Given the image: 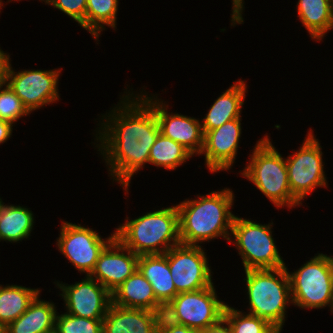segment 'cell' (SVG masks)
Returning a JSON list of instances; mask_svg holds the SVG:
<instances>
[{"label": "cell", "mask_w": 333, "mask_h": 333, "mask_svg": "<svg viewBox=\"0 0 333 333\" xmlns=\"http://www.w3.org/2000/svg\"><path fill=\"white\" fill-rule=\"evenodd\" d=\"M125 90L120 102L99 120L93 144L107 164L110 180L128 195L132 177L149 163L160 128L153 107L139 92Z\"/></svg>", "instance_id": "obj_1"}, {"label": "cell", "mask_w": 333, "mask_h": 333, "mask_svg": "<svg viewBox=\"0 0 333 333\" xmlns=\"http://www.w3.org/2000/svg\"><path fill=\"white\" fill-rule=\"evenodd\" d=\"M234 195L232 189L226 187L176 204L181 244L200 246L219 237L229 242L236 216L231 211Z\"/></svg>", "instance_id": "obj_2"}, {"label": "cell", "mask_w": 333, "mask_h": 333, "mask_svg": "<svg viewBox=\"0 0 333 333\" xmlns=\"http://www.w3.org/2000/svg\"><path fill=\"white\" fill-rule=\"evenodd\" d=\"M129 218L116 228L115 237L136 255L165 254L181 244L176 205Z\"/></svg>", "instance_id": "obj_3"}, {"label": "cell", "mask_w": 333, "mask_h": 333, "mask_svg": "<svg viewBox=\"0 0 333 333\" xmlns=\"http://www.w3.org/2000/svg\"><path fill=\"white\" fill-rule=\"evenodd\" d=\"M268 135L257 141L249 163L240 173L271 201L275 207L292 209L302 206L293 196L288 181L286 160Z\"/></svg>", "instance_id": "obj_4"}, {"label": "cell", "mask_w": 333, "mask_h": 333, "mask_svg": "<svg viewBox=\"0 0 333 333\" xmlns=\"http://www.w3.org/2000/svg\"><path fill=\"white\" fill-rule=\"evenodd\" d=\"M243 280L249 300L247 313L284 327L286 309L293 305L286 267L245 270Z\"/></svg>", "instance_id": "obj_5"}, {"label": "cell", "mask_w": 333, "mask_h": 333, "mask_svg": "<svg viewBox=\"0 0 333 333\" xmlns=\"http://www.w3.org/2000/svg\"><path fill=\"white\" fill-rule=\"evenodd\" d=\"M273 222L260 224L235 216L229 242L234 243L245 270L285 267L272 235Z\"/></svg>", "instance_id": "obj_6"}, {"label": "cell", "mask_w": 333, "mask_h": 333, "mask_svg": "<svg viewBox=\"0 0 333 333\" xmlns=\"http://www.w3.org/2000/svg\"><path fill=\"white\" fill-rule=\"evenodd\" d=\"M285 267L294 306L302 310L328 306L333 314V277L329 255L318 253L294 272Z\"/></svg>", "instance_id": "obj_7"}, {"label": "cell", "mask_w": 333, "mask_h": 333, "mask_svg": "<svg viewBox=\"0 0 333 333\" xmlns=\"http://www.w3.org/2000/svg\"><path fill=\"white\" fill-rule=\"evenodd\" d=\"M313 133V130L309 129L300 148L285 157L290 190L301 205L302 200L316 188H328L322 146Z\"/></svg>", "instance_id": "obj_8"}, {"label": "cell", "mask_w": 333, "mask_h": 333, "mask_svg": "<svg viewBox=\"0 0 333 333\" xmlns=\"http://www.w3.org/2000/svg\"><path fill=\"white\" fill-rule=\"evenodd\" d=\"M60 235L56 239L58 251L69 260L80 273L91 275L103 249L115 238H102L96 230L81 224L61 221Z\"/></svg>", "instance_id": "obj_9"}, {"label": "cell", "mask_w": 333, "mask_h": 333, "mask_svg": "<svg viewBox=\"0 0 333 333\" xmlns=\"http://www.w3.org/2000/svg\"><path fill=\"white\" fill-rule=\"evenodd\" d=\"M14 70L10 63L6 84L21 99L30 114L41 107L44 108L46 105L59 101L58 82L61 68L52 70L23 69L18 72Z\"/></svg>", "instance_id": "obj_10"}, {"label": "cell", "mask_w": 333, "mask_h": 333, "mask_svg": "<svg viewBox=\"0 0 333 333\" xmlns=\"http://www.w3.org/2000/svg\"><path fill=\"white\" fill-rule=\"evenodd\" d=\"M202 246L179 244L168 250V264L177 293L212 286V269Z\"/></svg>", "instance_id": "obj_11"}, {"label": "cell", "mask_w": 333, "mask_h": 333, "mask_svg": "<svg viewBox=\"0 0 333 333\" xmlns=\"http://www.w3.org/2000/svg\"><path fill=\"white\" fill-rule=\"evenodd\" d=\"M60 289L66 313L89 319H103L112 304V294L90 275L75 284L54 282Z\"/></svg>", "instance_id": "obj_12"}, {"label": "cell", "mask_w": 333, "mask_h": 333, "mask_svg": "<svg viewBox=\"0 0 333 333\" xmlns=\"http://www.w3.org/2000/svg\"><path fill=\"white\" fill-rule=\"evenodd\" d=\"M171 301L181 325L197 331L218 323L227 305L218 297L214 284L204 289L179 293Z\"/></svg>", "instance_id": "obj_13"}, {"label": "cell", "mask_w": 333, "mask_h": 333, "mask_svg": "<svg viewBox=\"0 0 333 333\" xmlns=\"http://www.w3.org/2000/svg\"><path fill=\"white\" fill-rule=\"evenodd\" d=\"M144 91V92H143ZM140 95L153 107L160 128V133L183 145L194 156L199 155L203 148L204 132L198 118L168 112L166 101L159 99L157 94H148L145 90ZM149 95V96H148Z\"/></svg>", "instance_id": "obj_14"}, {"label": "cell", "mask_w": 333, "mask_h": 333, "mask_svg": "<svg viewBox=\"0 0 333 333\" xmlns=\"http://www.w3.org/2000/svg\"><path fill=\"white\" fill-rule=\"evenodd\" d=\"M241 119H233L218 128L204 132L200 155H204L206 168L211 173L232 169L242 135Z\"/></svg>", "instance_id": "obj_15"}, {"label": "cell", "mask_w": 333, "mask_h": 333, "mask_svg": "<svg viewBox=\"0 0 333 333\" xmlns=\"http://www.w3.org/2000/svg\"><path fill=\"white\" fill-rule=\"evenodd\" d=\"M138 259L115 237L100 253L90 276L112 293L138 269Z\"/></svg>", "instance_id": "obj_16"}, {"label": "cell", "mask_w": 333, "mask_h": 333, "mask_svg": "<svg viewBox=\"0 0 333 333\" xmlns=\"http://www.w3.org/2000/svg\"><path fill=\"white\" fill-rule=\"evenodd\" d=\"M246 80H237L225 90L211 105L208 113L201 120L203 132L222 126L225 122L242 118L241 109L247 90ZM247 91V92H246Z\"/></svg>", "instance_id": "obj_17"}, {"label": "cell", "mask_w": 333, "mask_h": 333, "mask_svg": "<svg viewBox=\"0 0 333 333\" xmlns=\"http://www.w3.org/2000/svg\"><path fill=\"white\" fill-rule=\"evenodd\" d=\"M57 306L40 299V293L27 310L5 328V333H52L55 331Z\"/></svg>", "instance_id": "obj_18"}, {"label": "cell", "mask_w": 333, "mask_h": 333, "mask_svg": "<svg viewBox=\"0 0 333 333\" xmlns=\"http://www.w3.org/2000/svg\"><path fill=\"white\" fill-rule=\"evenodd\" d=\"M102 333H155L151 311L111 304L103 318Z\"/></svg>", "instance_id": "obj_19"}, {"label": "cell", "mask_w": 333, "mask_h": 333, "mask_svg": "<svg viewBox=\"0 0 333 333\" xmlns=\"http://www.w3.org/2000/svg\"><path fill=\"white\" fill-rule=\"evenodd\" d=\"M138 270L151 284L158 301H171L178 293L165 254L140 255Z\"/></svg>", "instance_id": "obj_20"}, {"label": "cell", "mask_w": 333, "mask_h": 333, "mask_svg": "<svg viewBox=\"0 0 333 333\" xmlns=\"http://www.w3.org/2000/svg\"><path fill=\"white\" fill-rule=\"evenodd\" d=\"M111 294L112 304L124 308L151 310L158 301L151 284L138 269Z\"/></svg>", "instance_id": "obj_21"}, {"label": "cell", "mask_w": 333, "mask_h": 333, "mask_svg": "<svg viewBox=\"0 0 333 333\" xmlns=\"http://www.w3.org/2000/svg\"><path fill=\"white\" fill-rule=\"evenodd\" d=\"M297 13L301 25L315 41H323L333 30V0H298Z\"/></svg>", "instance_id": "obj_22"}, {"label": "cell", "mask_w": 333, "mask_h": 333, "mask_svg": "<svg viewBox=\"0 0 333 333\" xmlns=\"http://www.w3.org/2000/svg\"><path fill=\"white\" fill-rule=\"evenodd\" d=\"M34 214L29 208L5 204L0 211V241L19 243L31 236Z\"/></svg>", "instance_id": "obj_23"}, {"label": "cell", "mask_w": 333, "mask_h": 333, "mask_svg": "<svg viewBox=\"0 0 333 333\" xmlns=\"http://www.w3.org/2000/svg\"><path fill=\"white\" fill-rule=\"evenodd\" d=\"M40 288L20 285L0 284V323L6 328L21 316L34 298L41 293Z\"/></svg>", "instance_id": "obj_24"}, {"label": "cell", "mask_w": 333, "mask_h": 333, "mask_svg": "<svg viewBox=\"0 0 333 333\" xmlns=\"http://www.w3.org/2000/svg\"><path fill=\"white\" fill-rule=\"evenodd\" d=\"M118 4L119 0H87L85 30L95 41H100L98 39L106 25L117 29Z\"/></svg>", "instance_id": "obj_25"}, {"label": "cell", "mask_w": 333, "mask_h": 333, "mask_svg": "<svg viewBox=\"0 0 333 333\" xmlns=\"http://www.w3.org/2000/svg\"><path fill=\"white\" fill-rule=\"evenodd\" d=\"M192 156L193 154L183 145L160 133L151 147L148 164L172 171L191 159Z\"/></svg>", "instance_id": "obj_26"}, {"label": "cell", "mask_w": 333, "mask_h": 333, "mask_svg": "<svg viewBox=\"0 0 333 333\" xmlns=\"http://www.w3.org/2000/svg\"><path fill=\"white\" fill-rule=\"evenodd\" d=\"M223 318L228 322L233 333H263L271 326L267 320L242 312L228 304Z\"/></svg>", "instance_id": "obj_27"}, {"label": "cell", "mask_w": 333, "mask_h": 333, "mask_svg": "<svg viewBox=\"0 0 333 333\" xmlns=\"http://www.w3.org/2000/svg\"><path fill=\"white\" fill-rule=\"evenodd\" d=\"M103 319H89L70 315H56L55 333H102Z\"/></svg>", "instance_id": "obj_28"}, {"label": "cell", "mask_w": 333, "mask_h": 333, "mask_svg": "<svg viewBox=\"0 0 333 333\" xmlns=\"http://www.w3.org/2000/svg\"><path fill=\"white\" fill-rule=\"evenodd\" d=\"M30 113L21 99L6 84L0 87V119L15 124L21 117Z\"/></svg>", "instance_id": "obj_29"}, {"label": "cell", "mask_w": 333, "mask_h": 333, "mask_svg": "<svg viewBox=\"0 0 333 333\" xmlns=\"http://www.w3.org/2000/svg\"><path fill=\"white\" fill-rule=\"evenodd\" d=\"M150 311L155 333H161L181 324L172 301H157Z\"/></svg>", "instance_id": "obj_30"}, {"label": "cell", "mask_w": 333, "mask_h": 333, "mask_svg": "<svg viewBox=\"0 0 333 333\" xmlns=\"http://www.w3.org/2000/svg\"><path fill=\"white\" fill-rule=\"evenodd\" d=\"M45 4L62 11L85 29L87 0H48Z\"/></svg>", "instance_id": "obj_31"}, {"label": "cell", "mask_w": 333, "mask_h": 333, "mask_svg": "<svg viewBox=\"0 0 333 333\" xmlns=\"http://www.w3.org/2000/svg\"><path fill=\"white\" fill-rule=\"evenodd\" d=\"M244 10V0H232V14L231 15V26L235 27L237 24H243L244 18L242 12Z\"/></svg>", "instance_id": "obj_32"}, {"label": "cell", "mask_w": 333, "mask_h": 333, "mask_svg": "<svg viewBox=\"0 0 333 333\" xmlns=\"http://www.w3.org/2000/svg\"><path fill=\"white\" fill-rule=\"evenodd\" d=\"M11 58L8 53H5L0 47V87L6 85L7 72Z\"/></svg>", "instance_id": "obj_33"}, {"label": "cell", "mask_w": 333, "mask_h": 333, "mask_svg": "<svg viewBox=\"0 0 333 333\" xmlns=\"http://www.w3.org/2000/svg\"><path fill=\"white\" fill-rule=\"evenodd\" d=\"M199 333H233L228 322L222 318L218 323L199 331Z\"/></svg>", "instance_id": "obj_34"}, {"label": "cell", "mask_w": 333, "mask_h": 333, "mask_svg": "<svg viewBox=\"0 0 333 333\" xmlns=\"http://www.w3.org/2000/svg\"><path fill=\"white\" fill-rule=\"evenodd\" d=\"M13 124L0 119V144L6 143L12 137Z\"/></svg>", "instance_id": "obj_35"}, {"label": "cell", "mask_w": 333, "mask_h": 333, "mask_svg": "<svg viewBox=\"0 0 333 333\" xmlns=\"http://www.w3.org/2000/svg\"><path fill=\"white\" fill-rule=\"evenodd\" d=\"M161 333H199V331L180 324L175 326L174 328L164 330Z\"/></svg>", "instance_id": "obj_36"}, {"label": "cell", "mask_w": 333, "mask_h": 333, "mask_svg": "<svg viewBox=\"0 0 333 333\" xmlns=\"http://www.w3.org/2000/svg\"><path fill=\"white\" fill-rule=\"evenodd\" d=\"M283 326L280 325H271L265 332L263 333H281Z\"/></svg>", "instance_id": "obj_37"}, {"label": "cell", "mask_w": 333, "mask_h": 333, "mask_svg": "<svg viewBox=\"0 0 333 333\" xmlns=\"http://www.w3.org/2000/svg\"><path fill=\"white\" fill-rule=\"evenodd\" d=\"M329 261H330V266H331V270H332V277H333V256H329Z\"/></svg>", "instance_id": "obj_38"}, {"label": "cell", "mask_w": 333, "mask_h": 333, "mask_svg": "<svg viewBox=\"0 0 333 333\" xmlns=\"http://www.w3.org/2000/svg\"><path fill=\"white\" fill-rule=\"evenodd\" d=\"M0 333H5V327L0 323Z\"/></svg>", "instance_id": "obj_39"}, {"label": "cell", "mask_w": 333, "mask_h": 333, "mask_svg": "<svg viewBox=\"0 0 333 333\" xmlns=\"http://www.w3.org/2000/svg\"><path fill=\"white\" fill-rule=\"evenodd\" d=\"M11 1H14V2L17 1L18 2V1H21V0H8V2H11ZM39 1H43L44 3H46L48 0H39Z\"/></svg>", "instance_id": "obj_40"}, {"label": "cell", "mask_w": 333, "mask_h": 333, "mask_svg": "<svg viewBox=\"0 0 333 333\" xmlns=\"http://www.w3.org/2000/svg\"><path fill=\"white\" fill-rule=\"evenodd\" d=\"M5 203L2 201V199L0 198V211L2 209V206L4 205Z\"/></svg>", "instance_id": "obj_41"}, {"label": "cell", "mask_w": 333, "mask_h": 333, "mask_svg": "<svg viewBox=\"0 0 333 333\" xmlns=\"http://www.w3.org/2000/svg\"><path fill=\"white\" fill-rule=\"evenodd\" d=\"M4 6V2L0 0V10H2V7ZM1 12V11H0Z\"/></svg>", "instance_id": "obj_42"}]
</instances>
